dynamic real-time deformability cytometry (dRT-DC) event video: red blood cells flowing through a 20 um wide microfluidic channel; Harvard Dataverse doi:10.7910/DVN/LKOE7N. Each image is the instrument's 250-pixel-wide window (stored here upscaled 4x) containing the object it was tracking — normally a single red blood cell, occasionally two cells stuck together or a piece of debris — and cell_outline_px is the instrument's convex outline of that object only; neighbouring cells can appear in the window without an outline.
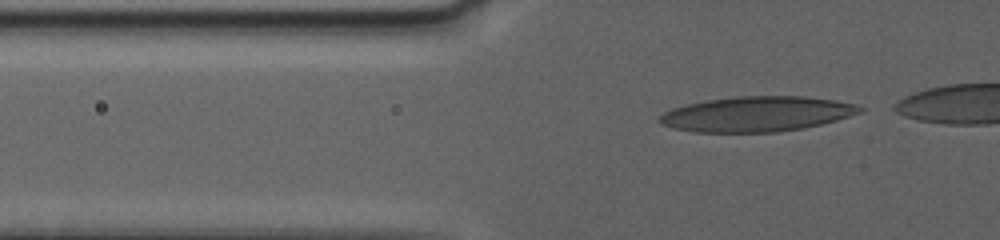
{"species": "human", "species_latin": "Homo sapiens", "temperature_condition": "warm", "stored_images_in_passage": 41, "camera_frame_rate_fps": 3000, "um_per_image_px": 0.085, "donor": {"sex": "female"}, "frame": {"image": 1, "passage_image": 2, "time_ms": 0.333, "image_size_px": [1000, 240], "cell_outline_px": [[864, 112], [836, 120], [804, 128], [780, 132], [696, 132], [672, 128], [660, 124], [656, 120], [664, 112], [672, 108], [688, 104], [708, 100], [736, 96], [804, 96], [836, 100], [856, 104], [864, 108]], "centroid_in_image_um": [64.34, 9.69], "position_along_channel_um": 61.5, "area_um2": 41.21}}
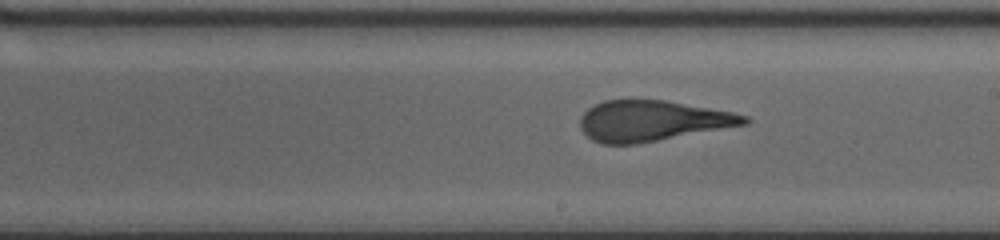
{"frame": {"image": 2, "passage_image": 21, "time_ms": 6.667, "image_size_px": [1000, 240], "cell_outline_px": [[752, 120], [748, 124], [636, 144], [600, 144], [592, 140], [580, 128], [580, 116], [588, 108], [604, 100], [664, 100], [732, 112], [748, 116]], "centroid_in_image_um": [55.43, 10.27], "position_along_channel_um": 233.6, "area_um2": 38.73}}
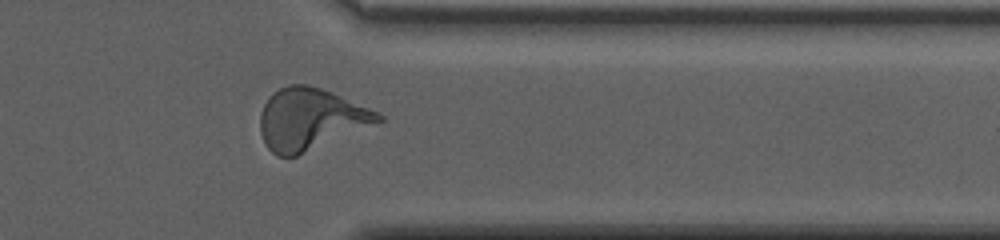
{"frame": {"image": 3, "passage_image": 36, "time_ms": 11.667, "image_size_px": [1000, 240], "cell_outline_px": [[384, 120], [296, 156], [276, 156], [264, 144], [260, 132], [260, 112], [268, 96], [280, 88], [288, 84], [308, 84], [332, 92], [380, 112], [384, 116]], "centroid_in_image_um": [26.36, 10.11], "position_along_channel_um": 385.0, "area_um2": 42.25}}